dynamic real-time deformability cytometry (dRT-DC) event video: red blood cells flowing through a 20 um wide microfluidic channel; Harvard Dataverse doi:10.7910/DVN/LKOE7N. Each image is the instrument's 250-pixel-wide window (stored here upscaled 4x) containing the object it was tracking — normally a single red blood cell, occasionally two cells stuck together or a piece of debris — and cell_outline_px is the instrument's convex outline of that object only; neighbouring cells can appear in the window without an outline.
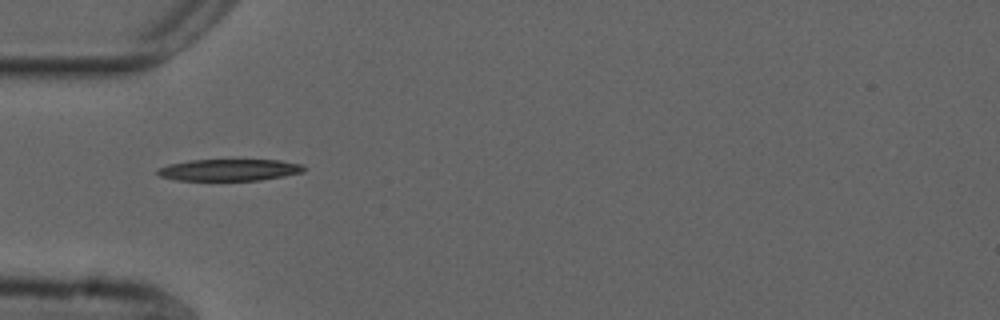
{"species": "common noctule bat (a hibernating species)", "species_latin": "Nyctalus noctula", "temperature_condition": "cold", "stored_images_in_passage": 4, "camera_frame_rate_fps": 3000, "um_per_image_px": 0.085, "animal": {"sex": "male", "forearm_length_mm": 52.5}, "frame": {"image": 1, "passage_image": 1, "time_ms": 0.0, "image_size_px": [1000, 320], "cell_outline_px": [[304, 172], [284, 176], [260, 180], [176, 180], [160, 176], [156, 172], [156, 168], [168, 164], [188, 160], [280, 160], [300, 164], [304, 168]], "centroid_in_image_um": [19.44, 14.44], "position_along_channel_um": 65.6, "area_um2": 18.5}}